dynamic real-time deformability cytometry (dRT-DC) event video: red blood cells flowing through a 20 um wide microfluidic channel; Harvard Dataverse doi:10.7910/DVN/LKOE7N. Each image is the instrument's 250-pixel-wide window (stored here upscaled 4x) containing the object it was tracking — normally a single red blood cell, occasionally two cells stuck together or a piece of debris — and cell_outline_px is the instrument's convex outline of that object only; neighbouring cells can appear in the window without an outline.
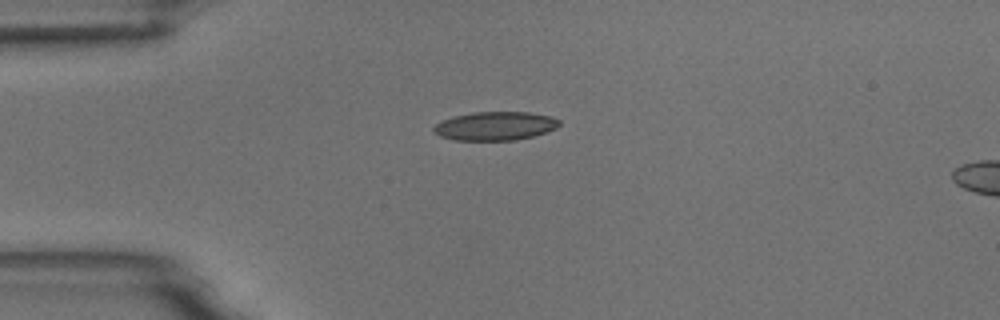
{"species": "common noctule bat (a hibernating species)", "species_latin": "Nyctalus noctula", "temperature_condition": "room temperature", "stored_images_in_passage": 2, "camera_frame_rate_fps": 3000, "um_per_image_px": 0.085, "animal": {"sex": "male", "body_mass_g": 18.8}, "frame": {"image": 1, "passage_image": 1, "time_ms": 0.0, "image_size_px": [1000, 320], "cell_outline_px": [[560, 124], [556, 128], [532, 136], [516, 140], [452, 140], [440, 136], [432, 132], [432, 128], [436, 124], [452, 116], [472, 112], [528, 112], [548, 116], [560, 120]], "centroid_in_image_um": [42.04, 10.71], "position_along_channel_um": 43.0, "area_um2": 20.92}}